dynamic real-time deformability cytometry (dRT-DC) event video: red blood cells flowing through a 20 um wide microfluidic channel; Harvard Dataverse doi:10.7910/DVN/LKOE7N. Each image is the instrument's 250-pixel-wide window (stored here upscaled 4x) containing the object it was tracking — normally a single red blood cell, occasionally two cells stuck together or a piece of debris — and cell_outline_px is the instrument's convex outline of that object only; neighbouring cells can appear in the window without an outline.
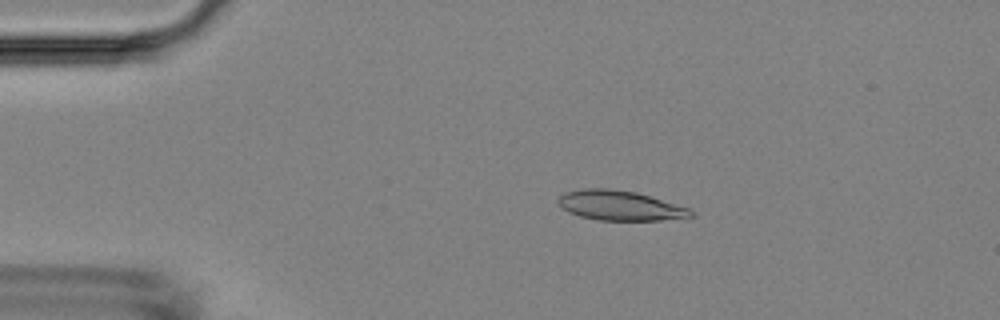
{"species": "Egyptian fruit bat (a non-hibernating species)", "species_latin": "Rousettus aegyptiacus", "temperature_condition": "room temperature", "stored_images_in_passage": 54, "camera_frame_rate_fps": 3000, "um_per_image_px": 0.085, "animal": {"sex": "female"}, "frame": {"image": 1, "passage_image": 10, "time_ms": 3.0, "image_size_px": [1000, 320], "cell_outline_px": [[696, 216], [660, 220], [596, 220], [580, 216], [568, 212], [556, 200], [564, 192], [584, 188], [612, 188], [636, 192], [688, 208]], "centroid_in_image_um": [52.66, 17.46], "position_along_channel_um": 32.3, "area_um2": 22.89}}
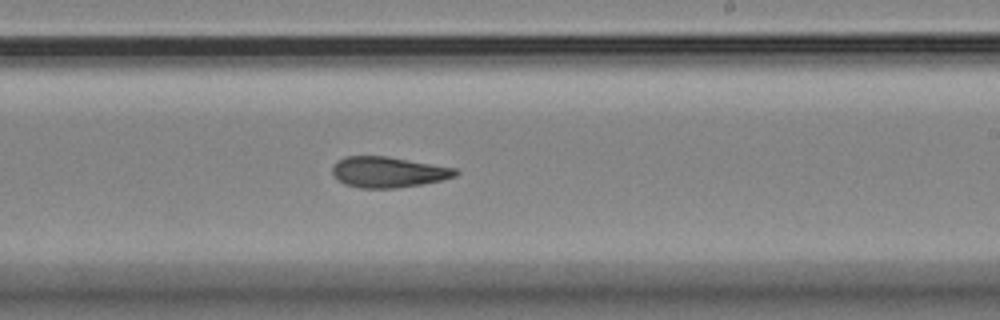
{"frame": {"image": 2, "passage_image": 32, "time_ms": 10.333, "image_size_px": [1000, 320], "cell_outline_px": [[460, 172], [456, 176], [444, 180], [396, 188], [360, 188], [344, 184], [336, 180], [332, 172], [332, 168], [336, 160], [344, 156], [388, 156], [456, 168]], "centroid_in_image_um": [32.98, 14.62], "position_along_channel_um": 256.0, "area_um2": 22.31}}
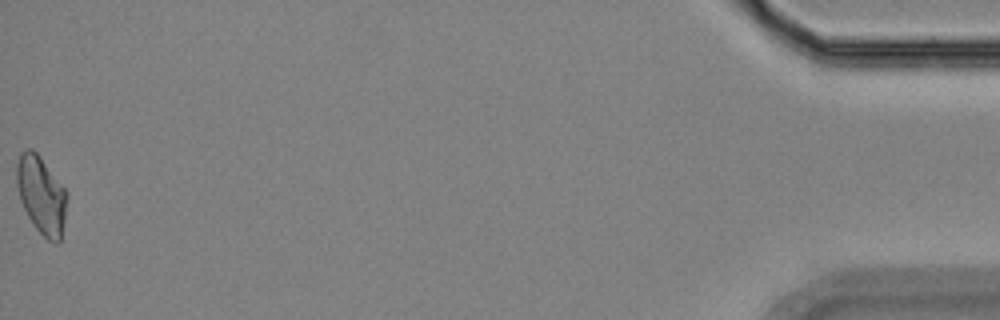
{"frame": {"image": 3, "passage_image": 54, "time_ms": 17.667, "image_size_px": [1000, 320], "cell_outline_px": [[68, 196], [60, 244], [56, 244], [48, 240], [32, 224], [20, 200], [16, 184], [16, 164], [20, 152], [24, 148], [32, 148], [40, 156], [68, 192]], "centroid_in_image_um": [3.51, 16.56], "position_along_channel_um": 431.7, "area_um2": 23.06}, "authors_computed_cell_mechanics": {"area_um2": 22.5131, "velocity_mm_per_s": 3.6731, "shape_relaxation_time_tau1_ms": null, "shape_relaxation_time_tau2_ms": 3.6357, "deformation_change_tau1": null, "deformation_change_tau2": 0.1203}}